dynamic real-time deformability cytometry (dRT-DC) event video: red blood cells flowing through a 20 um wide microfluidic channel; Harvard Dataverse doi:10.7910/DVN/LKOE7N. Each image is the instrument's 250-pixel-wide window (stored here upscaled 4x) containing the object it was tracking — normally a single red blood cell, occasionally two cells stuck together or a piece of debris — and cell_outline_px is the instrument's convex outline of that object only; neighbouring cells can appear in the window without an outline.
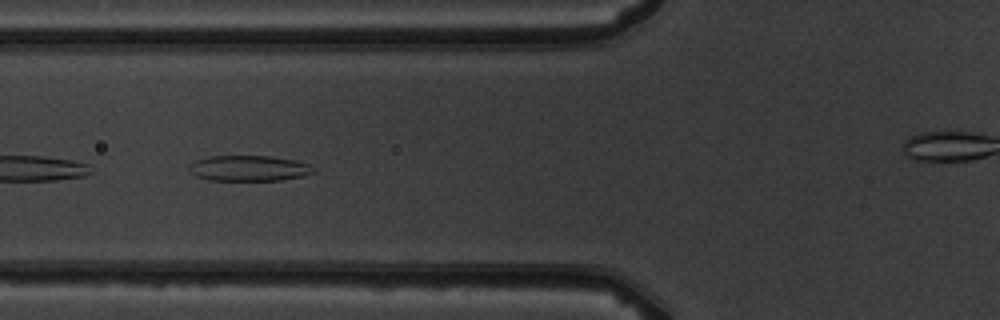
{"species": "common noctule bat (a hibernating species)", "species_latin": "Nyctalus noctula", "temperature_condition": "warm", "stored_images_in_passage": 8, "camera_frame_rate_fps": 3000, "um_per_image_px": 0.085, "animal": {"sex": "male", "body_mass_g": 19.5, "forearm_length_mm": 54.6}, "frame": {"image": 1, "passage_image": 6, "time_ms": 5.667, "image_size_px": [1000, 320], "cell_outline_px": [[316, 172], [300, 176], [280, 180], [208, 180], [196, 176], [188, 172], [188, 164], [196, 160], [208, 156], [268, 156], [296, 160], [308, 164]], "centroid_in_image_um": [21.08, 14.3], "position_along_channel_um": 104.7, "area_um2": 18.55}}
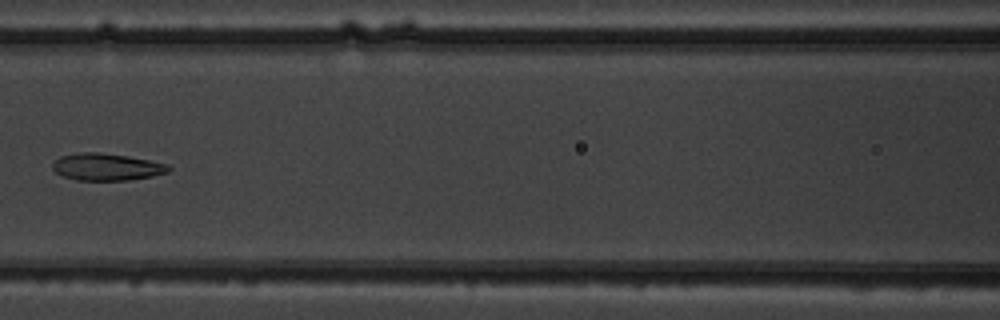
{"frame": {"image": 2, "passage_image": 7, "time_ms": 7.0, "image_size_px": [1000, 320], "cell_outline_px": [[172, 168], [168, 172], [152, 176], [128, 180], [76, 180], [64, 176], [56, 172], [52, 168], [52, 164], [60, 156], [80, 152], [100, 152], [128, 156], [168, 164]], "centroid_in_image_um": [9.07, 14.18], "position_along_channel_um": 157.5, "area_um2": 18.26}}
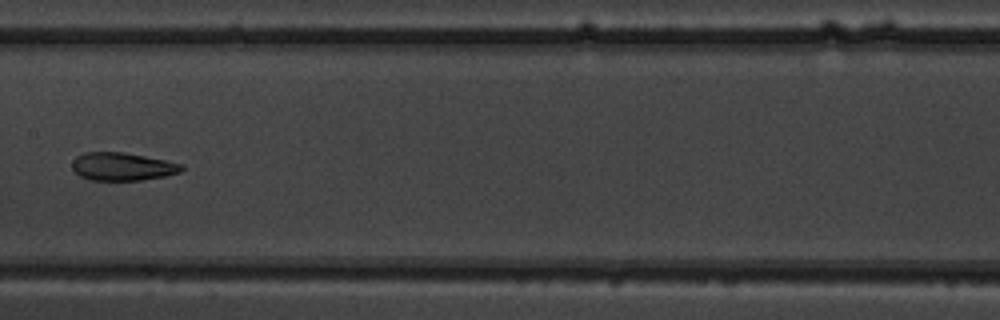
{"frame": {"image": 3, "passage_image": 8, "time_ms": 8.0, "image_size_px": [1000, 320], "cell_outline_px": [[184, 168], [180, 172], [164, 176], [140, 180], [92, 180], [80, 176], [72, 168], [72, 160], [76, 156], [84, 152], [124, 152], [184, 164]], "centroid_in_image_um": [10.39, 14.15], "position_along_channel_um": 197.0, "area_um2": 17.8}}